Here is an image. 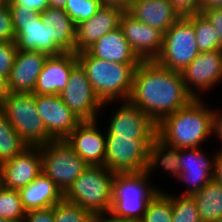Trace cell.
<instances>
[{"label":"cell","instance_id":"6da1fadb","mask_svg":"<svg viewBox=\"0 0 222 222\" xmlns=\"http://www.w3.org/2000/svg\"><path fill=\"white\" fill-rule=\"evenodd\" d=\"M193 99L179 71L162 67L156 61H142L136 67L128 100L156 124Z\"/></svg>","mask_w":222,"mask_h":222},{"label":"cell","instance_id":"7a4b0ae2","mask_svg":"<svg viewBox=\"0 0 222 222\" xmlns=\"http://www.w3.org/2000/svg\"><path fill=\"white\" fill-rule=\"evenodd\" d=\"M213 127L214 109L208 108L201 98H194L157 124V137L174 148H200L213 134Z\"/></svg>","mask_w":222,"mask_h":222},{"label":"cell","instance_id":"3957f363","mask_svg":"<svg viewBox=\"0 0 222 222\" xmlns=\"http://www.w3.org/2000/svg\"><path fill=\"white\" fill-rule=\"evenodd\" d=\"M76 56L85 69L94 93L103 103L102 107L114 100L129 99L134 73L139 64L109 62L93 57L87 51L76 53Z\"/></svg>","mask_w":222,"mask_h":222},{"label":"cell","instance_id":"277c9868","mask_svg":"<svg viewBox=\"0 0 222 222\" xmlns=\"http://www.w3.org/2000/svg\"><path fill=\"white\" fill-rule=\"evenodd\" d=\"M115 173L104 166H88L64 193V200L93 214L108 213Z\"/></svg>","mask_w":222,"mask_h":222},{"label":"cell","instance_id":"5b68a950","mask_svg":"<svg viewBox=\"0 0 222 222\" xmlns=\"http://www.w3.org/2000/svg\"><path fill=\"white\" fill-rule=\"evenodd\" d=\"M149 180L145 171L116 173L109 213L119 218L141 220L150 199L159 191Z\"/></svg>","mask_w":222,"mask_h":222},{"label":"cell","instance_id":"8992f818","mask_svg":"<svg viewBox=\"0 0 222 222\" xmlns=\"http://www.w3.org/2000/svg\"><path fill=\"white\" fill-rule=\"evenodd\" d=\"M0 110L29 146H41L55 140L38 114L35 94L10 93L0 104Z\"/></svg>","mask_w":222,"mask_h":222},{"label":"cell","instance_id":"52a82bcc","mask_svg":"<svg viewBox=\"0 0 222 222\" xmlns=\"http://www.w3.org/2000/svg\"><path fill=\"white\" fill-rule=\"evenodd\" d=\"M39 147L42 173L49 177L63 194L89 166L64 139L53 140Z\"/></svg>","mask_w":222,"mask_h":222},{"label":"cell","instance_id":"ba28073f","mask_svg":"<svg viewBox=\"0 0 222 222\" xmlns=\"http://www.w3.org/2000/svg\"><path fill=\"white\" fill-rule=\"evenodd\" d=\"M199 53L192 14L182 16L164 33L163 48L155 61L162 67L181 72Z\"/></svg>","mask_w":222,"mask_h":222},{"label":"cell","instance_id":"9c48e42d","mask_svg":"<svg viewBox=\"0 0 222 222\" xmlns=\"http://www.w3.org/2000/svg\"><path fill=\"white\" fill-rule=\"evenodd\" d=\"M13 27L15 29V43L18 50L39 51L50 55H59L64 51L54 42L49 41V33L39 13L27 9L25 6L13 4L8 0Z\"/></svg>","mask_w":222,"mask_h":222},{"label":"cell","instance_id":"30bf717a","mask_svg":"<svg viewBox=\"0 0 222 222\" xmlns=\"http://www.w3.org/2000/svg\"><path fill=\"white\" fill-rule=\"evenodd\" d=\"M148 145L132 137H115L106 132L104 167L113 173L146 171Z\"/></svg>","mask_w":222,"mask_h":222},{"label":"cell","instance_id":"8fae6325","mask_svg":"<svg viewBox=\"0 0 222 222\" xmlns=\"http://www.w3.org/2000/svg\"><path fill=\"white\" fill-rule=\"evenodd\" d=\"M62 101L81 121L97 120L103 103L96 96L85 69L78 62L70 73L68 83L59 94Z\"/></svg>","mask_w":222,"mask_h":222},{"label":"cell","instance_id":"7c38bea8","mask_svg":"<svg viewBox=\"0 0 222 222\" xmlns=\"http://www.w3.org/2000/svg\"><path fill=\"white\" fill-rule=\"evenodd\" d=\"M121 102L117 111L113 112L106 131L115 137L143 140L150 146L157 138V124L129 100Z\"/></svg>","mask_w":222,"mask_h":222},{"label":"cell","instance_id":"4fadbf2b","mask_svg":"<svg viewBox=\"0 0 222 222\" xmlns=\"http://www.w3.org/2000/svg\"><path fill=\"white\" fill-rule=\"evenodd\" d=\"M180 73L187 91L198 99L201 96L198 91L200 93L210 91L221 82L222 52L220 50L200 52Z\"/></svg>","mask_w":222,"mask_h":222},{"label":"cell","instance_id":"5bb4252c","mask_svg":"<svg viewBox=\"0 0 222 222\" xmlns=\"http://www.w3.org/2000/svg\"><path fill=\"white\" fill-rule=\"evenodd\" d=\"M141 61H155L163 48L164 33L137 20L128 11H124L119 26Z\"/></svg>","mask_w":222,"mask_h":222},{"label":"cell","instance_id":"9a60e30c","mask_svg":"<svg viewBox=\"0 0 222 222\" xmlns=\"http://www.w3.org/2000/svg\"><path fill=\"white\" fill-rule=\"evenodd\" d=\"M42 173V156L39 146H29L13 159L0 164V185L19 190L28 186Z\"/></svg>","mask_w":222,"mask_h":222},{"label":"cell","instance_id":"2e32d148","mask_svg":"<svg viewBox=\"0 0 222 222\" xmlns=\"http://www.w3.org/2000/svg\"><path fill=\"white\" fill-rule=\"evenodd\" d=\"M36 107L47 132L55 139H65L82 121L62 101L60 95L35 94Z\"/></svg>","mask_w":222,"mask_h":222},{"label":"cell","instance_id":"e0dca14e","mask_svg":"<svg viewBox=\"0 0 222 222\" xmlns=\"http://www.w3.org/2000/svg\"><path fill=\"white\" fill-rule=\"evenodd\" d=\"M97 123L82 121L64 139L89 166H104L106 133L99 130Z\"/></svg>","mask_w":222,"mask_h":222},{"label":"cell","instance_id":"ac0fdd59","mask_svg":"<svg viewBox=\"0 0 222 222\" xmlns=\"http://www.w3.org/2000/svg\"><path fill=\"white\" fill-rule=\"evenodd\" d=\"M216 153L209 159L201 148L180 149V174L177 179L188 183L182 195L192 196L213 179Z\"/></svg>","mask_w":222,"mask_h":222},{"label":"cell","instance_id":"d6986e66","mask_svg":"<svg viewBox=\"0 0 222 222\" xmlns=\"http://www.w3.org/2000/svg\"><path fill=\"white\" fill-rule=\"evenodd\" d=\"M77 63L75 52L48 56L37 78L33 94L59 95L67 85L72 68Z\"/></svg>","mask_w":222,"mask_h":222},{"label":"cell","instance_id":"ffe728a7","mask_svg":"<svg viewBox=\"0 0 222 222\" xmlns=\"http://www.w3.org/2000/svg\"><path fill=\"white\" fill-rule=\"evenodd\" d=\"M48 55L39 51L18 50L7 78L10 93H34L37 78Z\"/></svg>","mask_w":222,"mask_h":222},{"label":"cell","instance_id":"44dd1931","mask_svg":"<svg viewBox=\"0 0 222 222\" xmlns=\"http://www.w3.org/2000/svg\"><path fill=\"white\" fill-rule=\"evenodd\" d=\"M124 11L115 7L102 6L89 20L76 26L75 53L86 51L102 36L120 26Z\"/></svg>","mask_w":222,"mask_h":222},{"label":"cell","instance_id":"7402d4cb","mask_svg":"<svg viewBox=\"0 0 222 222\" xmlns=\"http://www.w3.org/2000/svg\"><path fill=\"white\" fill-rule=\"evenodd\" d=\"M128 12L163 33L182 17L169 0H132Z\"/></svg>","mask_w":222,"mask_h":222},{"label":"cell","instance_id":"603a6c76","mask_svg":"<svg viewBox=\"0 0 222 222\" xmlns=\"http://www.w3.org/2000/svg\"><path fill=\"white\" fill-rule=\"evenodd\" d=\"M91 56L109 62L140 64L142 61L132 50L120 27L110 31L86 50Z\"/></svg>","mask_w":222,"mask_h":222},{"label":"cell","instance_id":"cb8c5ba5","mask_svg":"<svg viewBox=\"0 0 222 222\" xmlns=\"http://www.w3.org/2000/svg\"><path fill=\"white\" fill-rule=\"evenodd\" d=\"M40 16L47 27L49 41H54L64 52H75L76 25L64 9L49 6Z\"/></svg>","mask_w":222,"mask_h":222},{"label":"cell","instance_id":"d4e9b609","mask_svg":"<svg viewBox=\"0 0 222 222\" xmlns=\"http://www.w3.org/2000/svg\"><path fill=\"white\" fill-rule=\"evenodd\" d=\"M18 191L26 212L53 207L64 199V194L57 185L43 173Z\"/></svg>","mask_w":222,"mask_h":222},{"label":"cell","instance_id":"484cf974","mask_svg":"<svg viewBox=\"0 0 222 222\" xmlns=\"http://www.w3.org/2000/svg\"><path fill=\"white\" fill-rule=\"evenodd\" d=\"M202 222H217L222 218V185L212 179L192 195Z\"/></svg>","mask_w":222,"mask_h":222},{"label":"cell","instance_id":"4316f807","mask_svg":"<svg viewBox=\"0 0 222 222\" xmlns=\"http://www.w3.org/2000/svg\"><path fill=\"white\" fill-rule=\"evenodd\" d=\"M179 157L180 149L165 144L157 137L148 147V160L145 172L151 177V172H154L153 170L161 164L160 166L163 167L164 171L168 172V175H173L177 178L180 174Z\"/></svg>","mask_w":222,"mask_h":222},{"label":"cell","instance_id":"83f0119b","mask_svg":"<svg viewBox=\"0 0 222 222\" xmlns=\"http://www.w3.org/2000/svg\"><path fill=\"white\" fill-rule=\"evenodd\" d=\"M28 147L0 110V164L13 159Z\"/></svg>","mask_w":222,"mask_h":222},{"label":"cell","instance_id":"f1b7e54d","mask_svg":"<svg viewBox=\"0 0 222 222\" xmlns=\"http://www.w3.org/2000/svg\"><path fill=\"white\" fill-rule=\"evenodd\" d=\"M172 203L170 194L159 191L150 199L141 222H172Z\"/></svg>","mask_w":222,"mask_h":222},{"label":"cell","instance_id":"f546056e","mask_svg":"<svg viewBox=\"0 0 222 222\" xmlns=\"http://www.w3.org/2000/svg\"><path fill=\"white\" fill-rule=\"evenodd\" d=\"M193 28L200 52L219 50L220 35L201 13L193 14Z\"/></svg>","mask_w":222,"mask_h":222},{"label":"cell","instance_id":"4dcf8cb0","mask_svg":"<svg viewBox=\"0 0 222 222\" xmlns=\"http://www.w3.org/2000/svg\"><path fill=\"white\" fill-rule=\"evenodd\" d=\"M25 213L19 191L0 185V217L6 220L23 221Z\"/></svg>","mask_w":222,"mask_h":222},{"label":"cell","instance_id":"1f68e13d","mask_svg":"<svg viewBox=\"0 0 222 222\" xmlns=\"http://www.w3.org/2000/svg\"><path fill=\"white\" fill-rule=\"evenodd\" d=\"M171 196L172 222H202L198 213L197 205L192 196Z\"/></svg>","mask_w":222,"mask_h":222},{"label":"cell","instance_id":"d6a6232c","mask_svg":"<svg viewBox=\"0 0 222 222\" xmlns=\"http://www.w3.org/2000/svg\"><path fill=\"white\" fill-rule=\"evenodd\" d=\"M55 222H92L94 214L77 204L62 200L53 206Z\"/></svg>","mask_w":222,"mask_h":222},{"label":"cell","instance_id":"836d02e7","mask_svg":"<svg viewBox=\"0 0 222 222\" xmlns=\"http://www.w3.org/2000/svg\"><path fill=\"white\" fill-rule=\"evenodd\" d=\"M100 7L99 0H67L63 9L77 26L93 17Z\"/></svg>","mask_w":222,"mask_h":222},{"label":"cell","instance_id":"e575fe53","mask_svg":"<svg viewBox=\"0 0 222 222\" xmlns=\"http://www.w3.org/2000/svg\"><path fill=\"white\" fill-rule=\"evenodd\" d=\"M15 42L0 41V74L7 77L12 70L17 54Z\"/></svg>","mask_w":222,"mask_h":222},{"label":"cell","instance_id":"d590c367","mask_svg":"<svg viewBox=\"0 0 222 222\" xmlns=\"http://www.w3.org/2000/svg\"><path fill=\"white\" fill-rule=\"evenodd\" d=\"M15 35L11 12L7 4L0 8V41L15 42Z\"/></svg>","mask_w":222,"mask_h":222},{"label":"cell","instance_id":"8d00e7d4","mask_svg":"<svg viewBox=\"0 0 222 222\" xmlns=\"http://www.w3.org/2000/svg\"><path fill=\"white\" fill-rule=\"evenodd\" d=\"M200 13L213 25L216 32L220 35L219 50L222 52V7L201 9Z\"/></svg>","mask_w":222,"mask_h":222},{"label":"cell","instance_id":"74e56055","mask_svg":"<svg viewBox=\"0 0 222 222\" xmlns=\"http://www.w3.org/2000/svg\"><path fill=\"white\" fill-rule=\"evenodd\" d=\"M181 16L200 13L202 0H169Z\"/></svg>","mask_w":222,"mask_h":222},{"label":"cell","instance_id":"f35d334b","mask_svg":"<svg viewBox=\"0 0 222 222\" xmlns=\"http://www.w3.org/2000/svg\"><path fill=\"white\" fill-rule=\"evenodd\" d=\"M22 222H55L53 207L27 211Z\"/></svg>","mask_w":222,"mask_h":222},{"label":"cell","instance_id":"ab89813d","mask_svg":"<svg viewBox=\"0 0 222 222\" xmlns=\"http://www.w3.org/2000/svg\"><path fill=\"white\" fill-rule=\"evenodd\" d=\"M13 4L25 6L28 10H34L37 13L43 12L48 5V0H10Z\"/></svg>","mask_w":222,"mask_h":222},{"label":"cell","instance_id":"60d3db41","mask_svg":"<svg viewBox=\"0 0 222 222\" xmlns=\"http://www.w3.org/2000/svg\"><path fill=\"white\" fill-rule=\"evenodd\" d=\"M92 222H141V221L137 219L115 217L108 212V213L94 214Z\"/></svg>","mask_w":222,"mask_h":222},{"label":"cell","instance_id":"b9f144b4","mask_svg":"<svg viewBox=\"0 0 222 222\" xmlns=\"http://www.w3.org/2000/svg\"><path fill=\"white\" fill-rule=\"evenodd\" d=\"M132 0H99L102 6L115 7L122 11H128Z\"/></svg>","mask_w":222,"mask_h":222},{"label":"cell","instance_id":"7bdbcfd3","mask_svg":"<svg viewBox=\"0 0 222 222\" xmlns=\"http://www.w3.org/2000/svg\"><path fill=\"white\" fill-rule=\"evenodd\" d=\"M214 109V129L213 135L218 137V140L222 142V113L220 111ZM222 147V146H221ZM221 149V150H220ZM219 151L222 152V148Z\"/></svg>","mask_w":222,"mask_h":222},{"label":"cell","instance_id":"ee69618b","mask_svg":"<svg viewBox=\"0 0 222 222\" xmlns=\"http://www.w3.org/2000/svg\"><path fill=\"white\" fill-rule=\"evenodd\" d=\"M213 179L222 185V152H217L214 161Z\"/></svg>","mask_w":222,"mask_h":222},{"label":"cell","instance_id":"f6af8a7d","mask_svg":"<svg viewBox=\"0 0 222 222\" xmlns=\"http://www.w3.org/2000/svg\"><path fill=\"white\" fill-rule=\"evenodd\" d=\"M10 94L7 77L0 74V104Z\"/></svg>","mask_w":222,"mask_h":222},{"label":"cell","instance_id":"bcb514c9","mask_svg":"<svg viewBox=\"0 0 222 222\" xmlns=\"http://www.w3.org/2000/svg\"><path fill=\"white\" fill-rule=\"evenodd\" d=\"M209 7H222V0H202V9Z\"/></svg>","mask_w":222,"mask_h":222},{"label":"cell","instance_id":"7dc6e473","mask_svg":"<svg viewBox=\"0 0 222 222\" xmlns=\"http://www.w3.org/2000/svg\"><path fill=\"white\" fill-rule=\"evenodd\" d=\"M67 0H48V5L50 7L56 8H64L66 5Z\"/></svg>","mask_w":222,"mask_h":222},{"label":"cell","instance_id":"c3c4849f","mask_svg":"<svg viewBox=\"0 0 222 222\" xmlns=\"http://www.w3.org/2000/svg\"><path fill=\"white\" fill-rule=\"evenodd\" d=\"M8 4V0H0V8L6 6Z\"/></svg>","mask_w":222,"mask_h":222},{"label":"cell","instance_id":"681fc988","mask_svg":"<svg viewBox=\"0 0 222 222\" xmlns=\"http://www.w3.org/2000/svg\"><path fill=\"white\" fill-rule=\"evenodd\" d=\"M0 222H22V221L6 220V219L0 217Z\"/></svg>","mask_w":222,"mask_h":222}]
</instances>
